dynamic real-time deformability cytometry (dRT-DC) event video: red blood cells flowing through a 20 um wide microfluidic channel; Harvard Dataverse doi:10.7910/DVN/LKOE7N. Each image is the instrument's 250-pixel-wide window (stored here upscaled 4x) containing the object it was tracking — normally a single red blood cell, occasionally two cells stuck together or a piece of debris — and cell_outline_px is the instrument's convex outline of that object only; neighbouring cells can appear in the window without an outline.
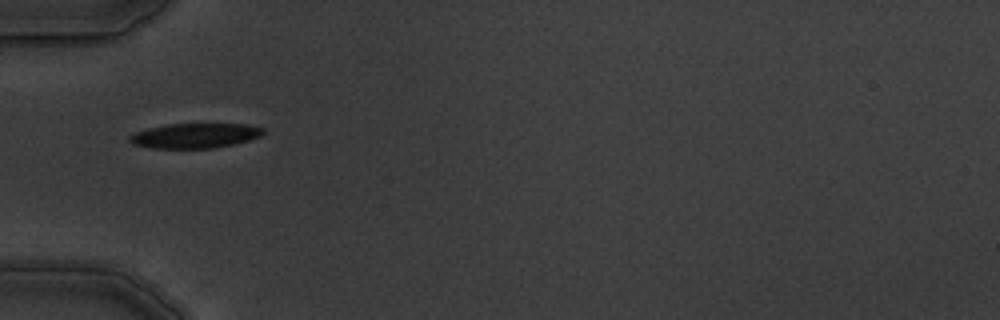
{"species": "common noctule bat (a hibernating species)", "species_latin": "Nyctalus noctula", "temperature_condition": "warm", "stored_images_in_passage": 10, "camera_frame_rate_fps": 3000, "um_per_image_px": 0.085, "animal": {"sex": "male", "body_mass_g": 19.5, "forearm_length_mm": 54.6}, "frame": {"image": 1, "passage_image": 5, "time_ms": 5.333, "image_size_px": [1000, 320], "cell_outline_px": [[264, 132], [260, 136], [248, 140], [216, 148], [152, 148], [132, 144], [128, 140], [128, 136], [132, 132], [148, 128], [168, 124], [248, 124], [264, 128]], "centroid_in_image_um": [16.52, 11.53], "position_along_channel_um": 68.5, "area_um2": 19.42}}
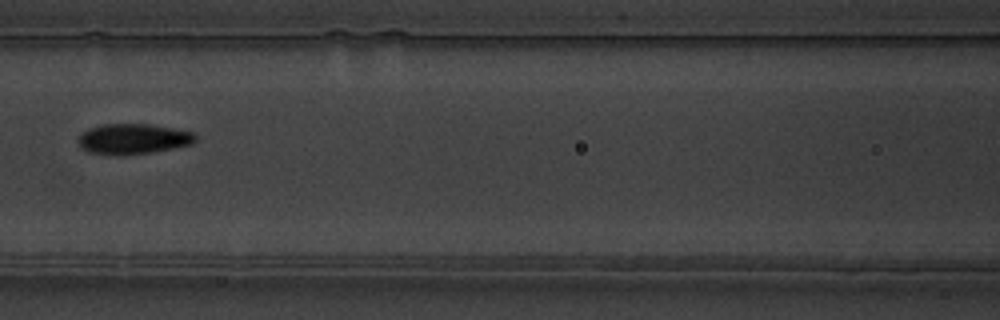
{"frame": {"image": 2, "passage_image": 7, "time_ms": 7.667, "image_size_px": [1000, 320], "cell_outline_px": [[196, 140], [192, 144], [152, 152], [120, 156], [116, 156], [88, 152], [80, 148], [76, 140], [80, 132], [88, 128], [104, 124], [148, 124], [172, 128], [192, 132], [196, 136]], "centroid_in_image_um": [11.23, 11.82], "position_along_channel_um": 155.4, "area_um2": 21.04}}
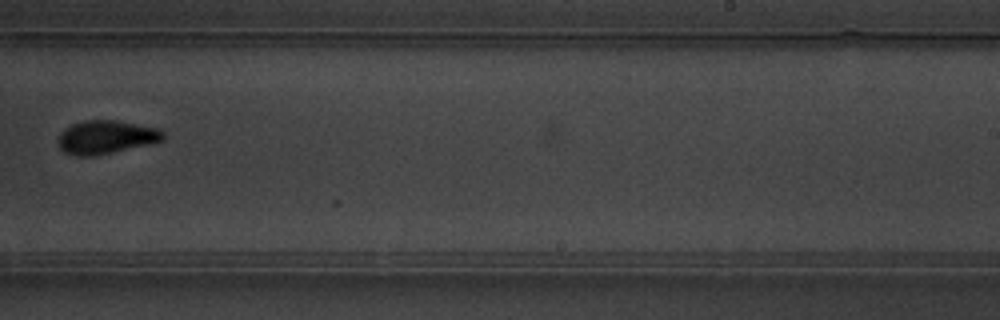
{"frame": {"image": 3, "passage_image": 10, "time_ms": 11.0, "image_size_px": [1000, 320], "cell_outline_px": [[164, 140], [148, 144], [96, 156], [72, 156], [64, 152], [60, 148], [56, 140], [60, 132], [64, 128], [72, 124], [84, 120], [116, 120], [160, 128], [164, 132]], "centroid_in_image_um": [8.98, 11.66], "position_along_channel_um": 280.0, "area_um2": 20.75}}